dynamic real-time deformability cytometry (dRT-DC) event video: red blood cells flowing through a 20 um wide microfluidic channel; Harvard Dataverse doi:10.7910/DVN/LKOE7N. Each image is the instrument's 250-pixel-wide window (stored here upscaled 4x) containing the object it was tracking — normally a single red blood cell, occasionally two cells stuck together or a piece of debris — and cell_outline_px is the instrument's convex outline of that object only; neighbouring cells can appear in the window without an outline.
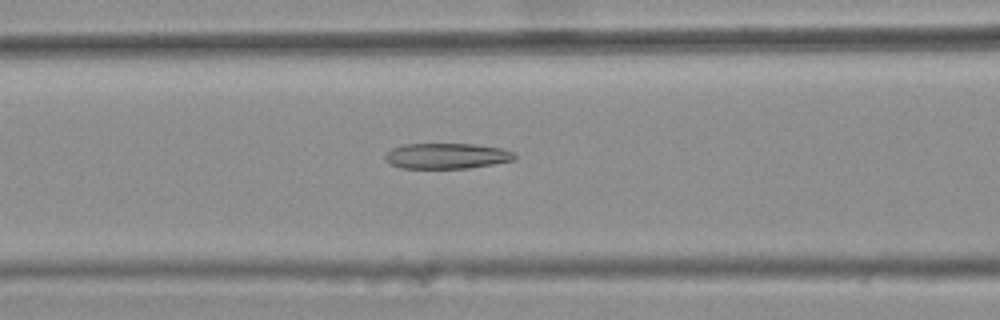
{"species": "common noctule bat (a hibernating species)", "species_latin": "Nyctalus noctula", "temperature_condition": "warm", "stored_images_in_passage": 4, "camera_frame_rate_fps": 3000, "um_per_image_px": 0.085, "animal": {"sex": "female", "body_mass_g": 25.1}, "frame": {"image": 1, "passage_image": 4, "time_ms": 1.0, "image_size_px": [1000, 320], "cell_outline_px": [[516, 160], [468, 168], [400, 168], [384, 160], [384, 156], [392, 148], [404, 144], [476, 144], [504, 148], [516, 152]], "centroid_in_image_um": [38.02, 13.25], "position_along_channel_um": 128.6, "area_um2": 19.48}}